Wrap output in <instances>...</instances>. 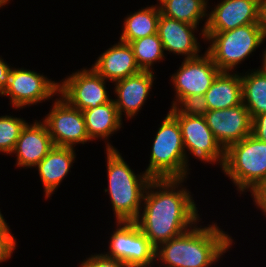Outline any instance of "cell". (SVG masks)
<instances>
[{
  "mask_svg": "<svg viewBox=\"0 0 266 267\" xmlns=\"http://www.w3.org/2000/svg\"><path fill=\"white\" fill-rule=\"evenodd\" d=\"M199 226V227H198ZM181 235L161 243L155 251L159 267H211L228 252L232 236L212 222L198 223Z\"/></svg>",
  "mask_w": 266,
  "mask_h": 267,
  "instance_id": "2",
  "label": "cell"
},
{
  "mask_svg": "<svg viewBox=\"0 0 266 267\" xmlns=\"http://www.w3.org/2000/svg\"><path fill=\"white\" fill-rule=\"evenodd\" d=\"M252 135L258 140L266 142V112L252 119Z\"/></svg>",
  "mask_w": 266,
  "mask_h": 267,
  "instance_id": "30",
  "label": "cell"
},
{
  "mask_svg": "<svg viewBox=\"0 0 266 267\" xmlns=\"http://www.w3.org/2000/svg\"><path fill=\"white\" fill-rule=\"evenodd\" d=\"M17 247L16 238L11 232H0V263L12 258Z\"/></svg>",
  "mask_w": 266,
  "mask_h": 267,
  "instance_id": "29",
  "label": "cell"
},
{
  "mask_svg": "<svg viewBox=\"0 0 266 267\" xmlns=\"http://www.w3.org/2000/svg\"><path fill=\"white\" fill-rule=\"evenodd\" d=\"M161 15L159 5L141 7L134 13L130 12L124 18L122 33L119 40L130 43L136 39H141L157 33L158 20Z\"/></svg>",
  "mask_w": 266,
  "mask_h": 267,
  "instance_id": "23",
  "label": "cell"
},
{
  "mask_svg": "<svg viewBox=\"0 0 266 267\" xmlns=\"http://www.w3.org/2000/svg\"><path fill=\"white\" fill-rule=\"evenodd\" d=\"M253 201L259 210L261 209L266 217V180L263 181L255 190L251 192Z\"/></svg>",
  "mask_w": 266,
  "mask_h": 267,
  "instance_id": "31",
  "label": "cell"
},
{
  "mask_svg": "<svg viewBox=\"0 0 266 267\" xmlns=\"http://www.w3.org/2000/svg\"><path fill=\"white\" fill-rule=\"evenodd\" d=\"M204 95L208 110L227 109L242 104L241 73L235 70L221 71Z\"/></svg>",
  "mask_w": 266,
  "mask_h": 267,
  "instance_id": "21",
  "label": "cell"
},
{
  "mask_svg": "<svg viewBox=\"0 0 266 267\" xmlns=\"http://www.w3.org/2000/svg\"><path fill=\"white\" fill-rule=\"evenodd\" d=\"M154 72L140 71L137 74L126 77L114 82L113 92L117 99H113L119 117L122 119L123 115L127 119H133L142 109L152 91L154 79H156ZM125 114H123V113Z\"/></svg>",
  "mask_w": 266,
  "mask_h": 267,
  "instance_id": "15",
  "label": "cell"
},
{
  "mask_svg": "<svg viewBox=\"0 0 266 267\" xmlns=\"http://www.w3.org/2000/svg\"><path fill=\"white\" fill-rule=\"evenodd\" d=\"M75 148L54 146L46 157L40 161L34 168H37L39 177L44 188L46 199L52 197L58 186L71 172L70 168L76 160Z\"/></svg>",
  "mask_w": 266,
  "mask_h": 267,
  "instance_id": "19",
  "label": "cell"
},
{
  "mask_svg": "<svg viewBox=\"0 0 266 267\" xmlns=\"http://www.w3.org/2000/svg\"><path fill=\"white\" fill-rule=\"evenodd\" d=\"M85 118L86 130L90 141L97 139L107 140L105 142V148L117 149L108 141L112 134L119 131L122 127V119L119 117L117 107L115 106L114 100L106 104L99 105L94 108L83 110Z\"/></svg>",
  "mask_w": 266,
  "mask_h": 267,
  "instance_id": "20",
  "label": "cell"
},
{
  "mask_svg": "<svg viewBox=\"0 0 266 267\" xmlns=\"http://www.w3.org/2000/svg\"><path fill=\"white\" fill-rule=\"evenodd\" d=\"M260 0H221L208 11L204 32H225L259 23Z\"/></svg>",
  "mask_w": 266,
  "mask_h": 267,
  "instance_id": "14",
  "label": "cell"
},
{
  "mask_svg": "<svg viewBox=\"0 0 266 267\" xmlns=\"http://www.w3.org/2000/svg\"><path fill=\"white\" fill-rule=\"evenodd\" d=\"M59 94V82L29 69L13 68L9 83L1 96H8L13 109L37 105Z\"/></svg>",
  "mask_w": 266,
  "mask_h": 267,
  "instance_id": "10",
  "label": "cell"
},
{
  "mask_svg": "<svg viewBox=\"0 0 266 267\" xmlns=\"http://www.w3.org/2000/svg\"><path fill=\"white\" fill-rule=\"evenodd\" d=\"M79 267H127L122 261L106 256L104 253L90 255Z\"/></svg>",
  "mask_w": 266,
  "mask_h": 267,
  "instance_id": "28",
  "label": "cell"
},
{
  "mask_svg": "<svg viewBox=\"0 0 266 267\" xmlns=\"http://www.w3.org/2000/svg\"><path fill=\"white\" fill-rule=\"evenodd\" d=\"M59 82V95L71 106L83 111L112 100L107 93L108 82L92 67L81 68Z\"/></svg>",
  "mask_w": 266,
  "mask_h": 267,
  "instance_id": "11",
  "label": "cell"
},
{
  "mask_svg": "<svg viewBox=\"0 0 266 267\" xmlns=\"http://www.w3.org/2000/svg\"><path fill=\"white\" fill-rule=\"evenodd\" d=\"M162 15L198 26L204 20L203 28L199 36L206 42L204 34L208 19L209 0H157ZM208 7V8H207Z\"/></svg>",
  "mask_w": 266,
  "mask_h": 267,
  "instance_id": "22",
  "label": "cell"
},
{
  "mask_svg": "<svg viewBox=\"0 0 266 267\" xmlns=\"http://www.w3.org/2000/svg\"><path fill=\"white\" fill-rule=\"evenodd\" d=\"M106 256L122 261L127 267H154L156 248L135 221H115Z\"/></svg>",
  "mask_w": 266,
  "mask_h": 267,
  "instance_id": "8",
  "label": "cell"
},
{
  "mask_svg": "<svg viewBox=\"0 0 266 267\" xmlns=\"http://www.w3.org/2000/svg\"><path fill=\"white\" fill-rule=\"evenodd\" d=\"M170 108L169 112L179 123L186 152L184 179L187 180V176L190 174L189 154H192L196 159L203 161L205 164L213 165L218 163L222 167L225 159V149L216 140L207 125L205 117L180 114L173 107Z\"/></svg>",
  "mask_w": 266,
  "mask_h": 267,
  "instance_id": "7",
  "label": "cell"
},
{
  "mask_svg": "<svg viewBox=\"0 0 266 267\" xmlns=\"http://www.w3.org/2000/svg\"><path fill=\"white\" fill-rule=\"evenodd\" d=\"M48 114L41 119L46 125L54 146L74 148L90 142L83 112L71 106L59 94Z\"/></svg>",
  "mask_w": 266,
  "mask_h": 267,
  "instance_id": "9",
  "label": "cell"
},
{
  "mask_svg": "<svg viewBox=\"0 0 266 267\" xmlns=\"http://www.w3.org/2000/svg\"><path fill=\"white\" fill-rule=\"evenodd\" d=\"M221 170L237 187L239 194L251 193L266 180V142L250 134L229 145L225 149Z\"/></svg>",
  "mask_w": 266,
  "mask_h": 267,
  "instance_id": "4",
  "label": "cell"
},
{
  "mask_svg": "<svg viewBox=\"0 0 266 267\" xmlns=\"http://www.w3.org/2000/svg\"><path fill=\"white\" fill-rule=\"evenodd\" d=\"M92 68L111 83L141 71L136 63L132 47L121 40L101 53L92 64Z\"/></svg>",
  "mask_w": 266,
  "mask_h": 267,
  "instance_id": "18",
  "label": "cell"
},
{
  "mask_svg": "<svg viewBox=\"0 0 266 267\" xmlns=\"http://www.w3.org/2000/svg\"><path fill=\"white\" fill-rule=\"evenodd\" d=\"M173 108L180 114L191 116H205L208 111L205 95L200 94L182 97Z\"/></svg>",
  "mask_w": 266,
  "mask_h": 267,
  "instance_id": "27",
  "label": "cell"
},
{
  "mask_svg": "<svg viewBox=\"0 0 266 267\" xmlns=\"http://www.w3.org/2000/svg\"><path fill=\"white\" fill-rule=\"evenodd\" d=\"M264 51L262 52V60L261 62V67L259 66L258 69H260L265 75H266V48L263 49Z\"/></svg>",
  "mask_w": 266,
  "mask_h": 267,
  "instance_id": "35",
  "label": "cell"
},
{
  "mask_svg": "<svg viewBox=\"0 0 266 267\" xmlns=\"http://www.w3.org/2000/svg\"><path fill=\"white\" fill-rule=\"evenodd\" d=\"M159 126L145 172L152 179H184L186 152L179 123L168 111Z\"/></svg>",
  "mask_w": 266,
  "mask_h": 267,
  "instance_id": "6",
  "label": "cell"
},
{
  "mask_svg": "<svg viewBox=\"0 0 266 267\" xmlns=\"http://www.w3.org/2000/svg\"><path fill=\"white\" fill-rule=\"evenodd\" d=\"M136 63L141 71L153 72L154 63L165 59V51L158 33L131 41Z\"/></svg>",
  "mask_w": 266,
  "mask_h": 267,
  "instance_id": "25",
  "label": "cell"
},
{
  "mask_svg": "<svg viewBox=\"0 0 266 267\" xmlns=\"http://www.w3.org/2000/svg\"><path fill=\"white\" fill-rule=\"evenodd\" d=\"M198 26L160 15L157 33L163 44L164 51L182 55L184 59L196 58L202 54L200 42L195 33ZM196 31V32H195Z\"/></svg>",
  "mask_w": 266,
  "mask_h": 267,
  "instance_id": "17",
  "label": "cell"
},
{
  "mask_svg": "<svg viewBox=\"0 0 266 267\" xmlns=\"http://www.w3.org/2000/svg\"><path fill=\"white\" fill-rule=\"evenodd\" d=\"M220 72L206 51L196 58L183 59L178 70L170 76L175 91V99L170 107L182 97L204 95Z\"/></svg>",
  "mask_w": 266,
  "mask_h": 267,
  "instance_id": "12",
  "label": "cell"
},
{
  "mask_svg": "<svg viewBox=\"0 0 266 267\" xmlns=\"http://www.w3.org/2000/svg\"><path fill=\"white\" fill-rule=\"evenodd\" d=\"M53 147L46 125L36 119L22 129L11 156L16 155L17 168H34Z\"/></svg>",
  "mask_w": 266,
  "mask_h": 267,
  "instance_id": "16",
  "label": "cell"
},
{
  "mask_svg": "<svg viewBox=\"0 0 266 267\" xmlns=\"http://www.w3.org/2000/svg\"><path fill=\"white\" fill-rule=\"evenodd\" d=\"M106 150L108 192L116 221H135L142 208L143 196L152 178L144 171L137 174L117 149Z\"/></svg>",
  "mask_w": 266,
  "mask_h": 267,
  "instance_id": "3",
  "label": "cell"
},
{
  "mask_svg": "<svg viewBox=\"0 0 266 267\" xmlns=\"http://www.w3.org/2000/svg\"><path fill=\"white\" fill-rule=\"evenodd\" d=\"M259 24L266 37V0H260Z\"/></svg>",
  "mask_w": 266,
  "mask_h": 267,
  "instance_id": "33",
  "label": "cell"
},
{
  "mask_svg": "<svg viewBox=\"0 0 266 267\" xmlns=\"http://www.w3.org/2000/svg\"><path fill=\"white\" fill-rule=\"evenodd\" d=\"M11 70L12 66L5 62L4 58L2 59V56H0V96L2 95L3 91L5 90V87L9 83Z\"/></svg>",
  "mask_w": 266,
  "mask_h": 267,
  "instance_id": "32",
  "label": "cell"
},
{
  "mask_svg": "<svg viewBox=\"0 0 266 267\" xmlns=\"http://www.w3.org/2000/svg\"><path fill=\"white\" fill-rule=\"evenodd\" d=\"M204 117L224 149L252 134V118L243 103L227 109L208 110Z\"/></svg>",
  "mask_w": 266,
  "mask_h": 267,
  "instance_id": "13",
  "label": "cell"
},
{
  "mask_svg": "<svg viewBox=\"0 0 266 267\" xmlns=\"http://www.w3.org/2000/svg\"><path fill=\"white\" fill-rule=\"evenodd\" d=\"M242 103L251 118L266 112V75L260 69L241 72Z\"/></svg>",
  "mask_w": 266,
  "mask_h": 267,
  "instance_id": "24",
  "label": "cell"
},
{
  "mask_svg": "<svg viewBox=\"0 0 266 267\" xmlns=\"http://www.w3.org/2000/svg\"><path fill=\"white\" fill-rule=\"evenodd\" d=\"M184 181L152 179L147 185L142 211L135 222L155 248L201 221L193 194L182 184Z\"/></svg>",
  "mask_w": 266,
  "mask_h": 267,
  "instance_id": "1",
  "label": "cell"
},
{
  "mask_svg": "<svg viewBox=\"0 0 266 267\" xmlns=\"http://www.w3.org/2000/svg\"><path fill=\"white\" fill-rule=\"evenodd\" d=\"M10 3V0H0V8Z\"/></svg>",
  "mask_w": 266,
  "mask_h": 267,
  "instance_id": "36",
  "label": "cell"
},
{
  "mask_svg": "<svg viewBox=\"0 0 266 267\" xmlns=\"http://www.w3.org/2000/svg\"><path fill=\"white\" fill-rule=\"evenodd\" d=\"M24 118L0 116V152L11 155L22 129L28 122Z\"/></svg>",
  "mask_w": 266,
  "mask_h": 267,
  "instance_id": "26",
  "label": "cell"
},
{
  "mask_svg": "<svg viewBox=\"0 0 266 267\" xmlns=\"http://www.w3.org/2000/svg\"><path fill=\"white\" fill-rule=\"evenodd\" d=\"M7 221L5 220L4 216L1 213L0 209V232H11L10 226Z\"/></svg>",
  "mask_w": 266,
  "mask_h": 267,
  "instance_id": "34",
  "label": "cell"
},
{
  "mask_svg": "<svg viewBox=\"0 0 266 267\" xmlns=\"http://www.w3.org/2000/svg\"><path fill=\"white\" fill-rule=\"evenodd\" d=\"M210 45L205 50L220 71L233 72L238 64L266 41L259 23L247 24L225 32H204Z\"/></svg>",
  "mask_w": 266,
  "mask_h": 267,
  "instance_id": "5",
  "label": "cell"
}]
</instances>
